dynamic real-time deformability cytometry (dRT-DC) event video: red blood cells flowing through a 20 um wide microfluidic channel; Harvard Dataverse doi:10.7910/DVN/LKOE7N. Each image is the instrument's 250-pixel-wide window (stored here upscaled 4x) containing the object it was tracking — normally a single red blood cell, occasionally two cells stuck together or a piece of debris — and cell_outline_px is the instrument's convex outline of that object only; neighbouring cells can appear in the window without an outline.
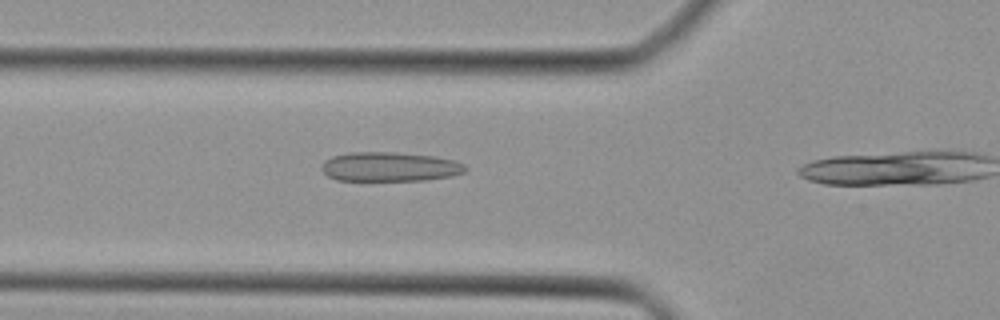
{"species": "Egyptian fruit bat (a non-hibernating species)", "species_latin": "Rousettus aegyptiacus", "temperature_condition": "cold", "stored_images_in_passage": 8, "camera_frame_rate_fps": 3000, "um_per_image_px": 0.085, "animal": {"sex": "female"}, "frame": {"image": 1, "passage_image": 7, "time_ms": 2.0, "image_size_px": [1000, 320], "cell_outline_px": [[468, 168], [464, 172], [452, 176], [424, 180], [336, 180], [328, 176], [320, 168], [324, 160], [332, 156], [348, 152], [396, 152], [436, 156], [456, 160], [464, 164]], "centroid_in_image_um": [33.14, 14.16], "position_along_channel_um": 92.7, "area_um2": 24.8}}